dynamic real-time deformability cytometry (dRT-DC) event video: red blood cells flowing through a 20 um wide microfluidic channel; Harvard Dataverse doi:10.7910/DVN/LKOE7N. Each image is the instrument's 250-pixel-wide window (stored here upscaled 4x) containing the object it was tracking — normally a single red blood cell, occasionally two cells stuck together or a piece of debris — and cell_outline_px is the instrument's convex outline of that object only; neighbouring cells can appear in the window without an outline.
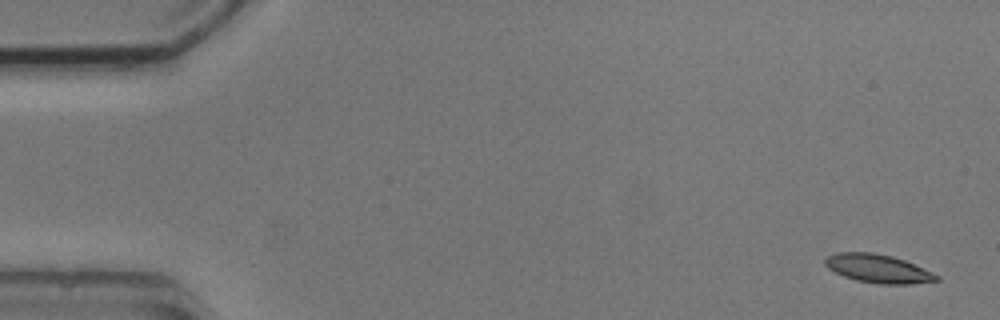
{"species": "common noctule bat (a hibernating species)", "species_latin": "Nyctalus noctula", "temperature_condition": "cold", "stored_images_in_passage": 4, "camera_frame_rate_fps": 3000, "um_per_image_px": 0.085, "animal": {"sex": "male", "body_mass_g": 20.5, "forearm_length_mm": 52.5}, "frame": {"image": 1, "passage_image": 1, "time_ms": 0.0, "image_size_px": [1000, 320], "cell_outline_px": [[940, 280], [912, 284], [880, 284], [856, 280], [844, 276], [828, 268], [824, 264], [824, 260], [828, 256], [836, 252], [872, 252], [892, 256], [904, 260], [932, 272], [940, 276]], "centroid_in_image_um": [74.64, 22.83], "position_along_channel_um": 10.4, "area_um2": 18.44}}
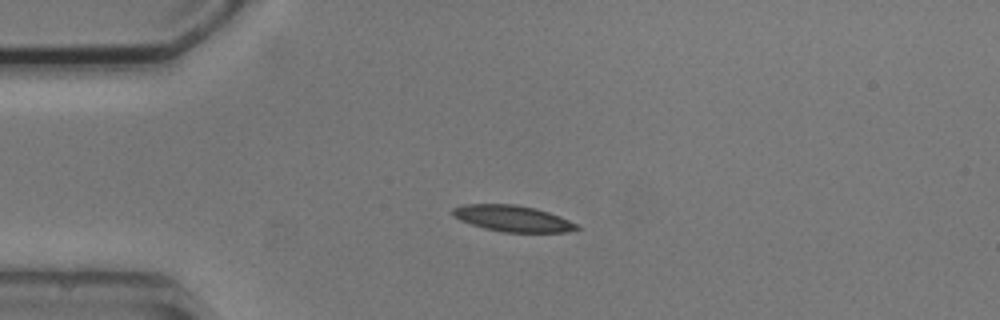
{"frame": {"image": 2, "passage_image": 4, "time_ms": 3.667, "image_size_px": [1000, 320], "cell_outline_px": [[580, 228], [568, 232], [504, 232], [484, 228], [460, 220], [452, 216], [452, 208], [464, 204], [516, 204], [536, 208], [560, 216], [576, 224]], "centroid_in_image_um": [43.55, 18.56], "position_along_channel_um": 41.4, "area_um2": 18.9}}